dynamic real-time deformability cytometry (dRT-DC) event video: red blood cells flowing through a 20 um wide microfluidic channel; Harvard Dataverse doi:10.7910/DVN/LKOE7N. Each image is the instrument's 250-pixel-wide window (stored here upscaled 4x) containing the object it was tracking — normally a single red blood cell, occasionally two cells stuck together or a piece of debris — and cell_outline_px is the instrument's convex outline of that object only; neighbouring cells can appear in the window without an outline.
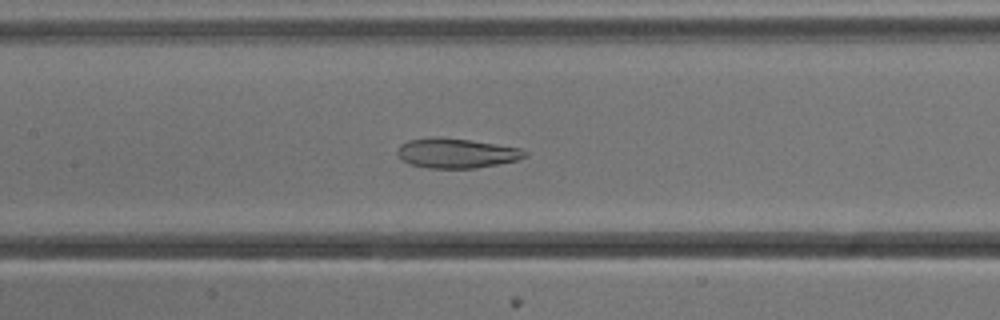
{"species": "common noctule bat (a hibernating species)", "species_latin": "Nyctalus noctula", "temperature_condition": "cold", "stored_images_in_passage": 55, "camera_frame_rate_fps": 3000, "um_per_image_px": 0.085, "animal": {"sex": "male", "body_mass_g": 13.3}, "frame": {"image": 1, "passage_image": 25, "time_ms": 8.0, "image_size_px": [1000, 320], "cell_outline_px": [[528, 156], [516, 160], [476, 168], [428, 168], [408, 164], [400, 160], [396, 152], [396, 148], [400, 144], [408, 140], [440, 136], [496, 144], [520, 148], [528, 152]], "centroid_in_image_um": [38.73, 13.02], "position_along_channel_um": 168.7, "area_um2": 22.25}}
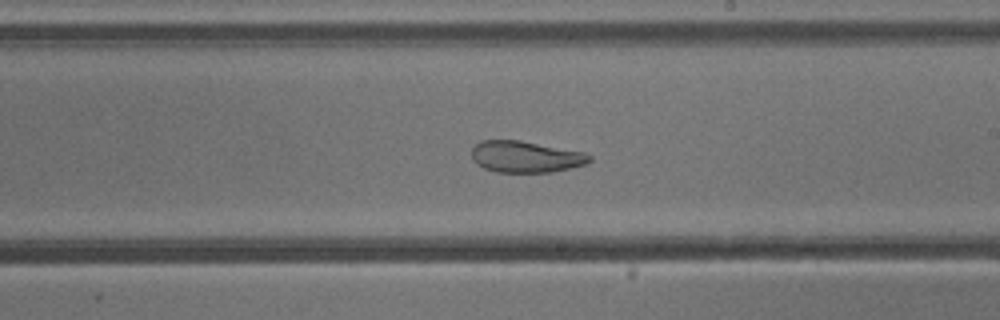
{"frame": {"image": 2, "passage_image": 31, "time_ms": 10.0, "image_size_px": [1000, 320], "cell_outline_px": [[592, 160], [588, 164], [552, 172], [496, 172], [484, 168], [476, 164], [472, 160], [472, 148], [480, 140], [520, 140], [584, 152], [592, 156]], "centroid_in_image_um": [44.68, 13.32], "position_along_channel_um": 244.3, "area_um2": 21.79}}
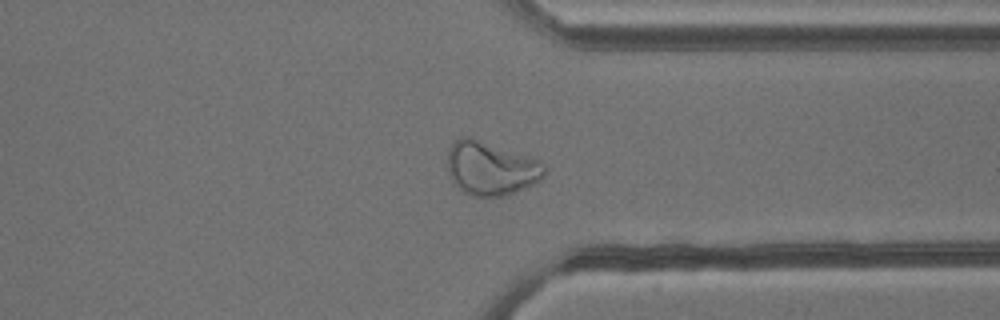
{"frame": {"image": 3, "passage_image": 41, "time_ms": 13.333, "image_size_px": [1000, 320], "cell_outline_px": [[544, 176], [540, 180], [532, 184], [504, 196], [472, 196], [464, 192], [452, 180], [448, 172], [448, 152], [452, 144], [460, 136], [468, 136], [536, 160], [544, 168]], "centroid_in_image_um": [41.66, 14.32], "position_along_channel_um": 369.7, "area_um2": 29.42}}